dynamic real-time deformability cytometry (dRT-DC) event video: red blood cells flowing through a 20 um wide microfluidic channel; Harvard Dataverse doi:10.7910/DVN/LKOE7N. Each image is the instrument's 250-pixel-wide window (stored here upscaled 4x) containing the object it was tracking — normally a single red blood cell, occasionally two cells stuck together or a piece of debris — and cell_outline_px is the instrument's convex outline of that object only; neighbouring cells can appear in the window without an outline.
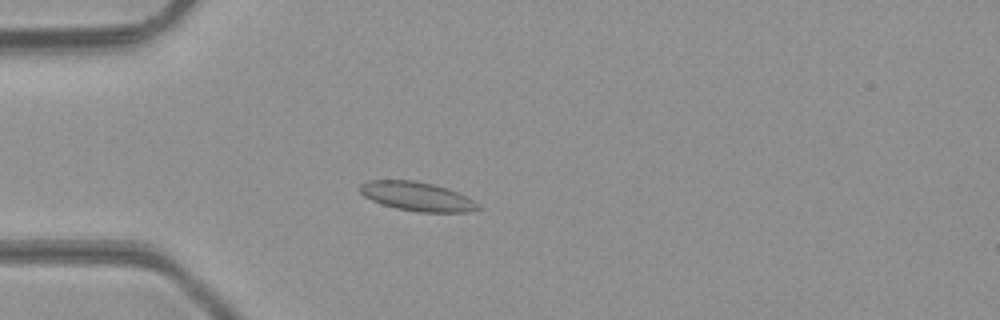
{"species": "common noctule bat (a hibernating species)", "species_latin": "Nyctalus noctula", "temperature_condition": "room temperature", "stored_images_in_passage": 46, "camera_frame_rate_fps": 3000, "um_per_image_px": 0.085, "animal": {"sex": "male", "body_mass_g": 23.1, "forearm_length_mm": 52.7}, "frame": {"image": 1, "passage_image": 12, "time_ms": 3.667, "image_size_px": [1000, 320], "cell_outline_px": [[484, 208], [468, 212], [420, 212], [396, 208], [380, 204], [364, 196], [356, 188], [360, 184], [368, 180], [412, 180], [432, 184], [456, 192], [480, 204]], "centroid_in_image_um": [35.41, 16.7], "position_along_channel_um": 49.6, "area_um2": 19.94}}
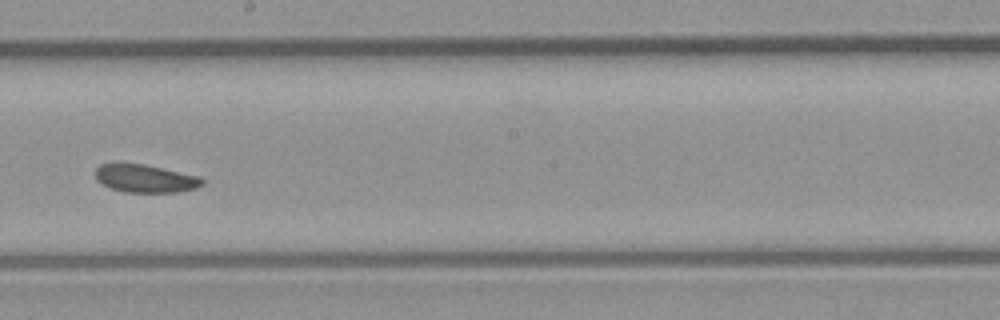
{"frame": {"image": 2, "passage_image": 26, "time_ms": 8.333, "image_size_px": [1000, 320], "cell_outline_px": [[204, 184], [196, 188], [176, 192], [124, 192], [112, 188], [96, 180], [96, 168], [100, 164], [144, 164], [200, 176], [204, 180]], "centroid_in_image_um": [12.39, 15.18], "position_along_channel_um": 235.8, "area_um2": 17.22}}
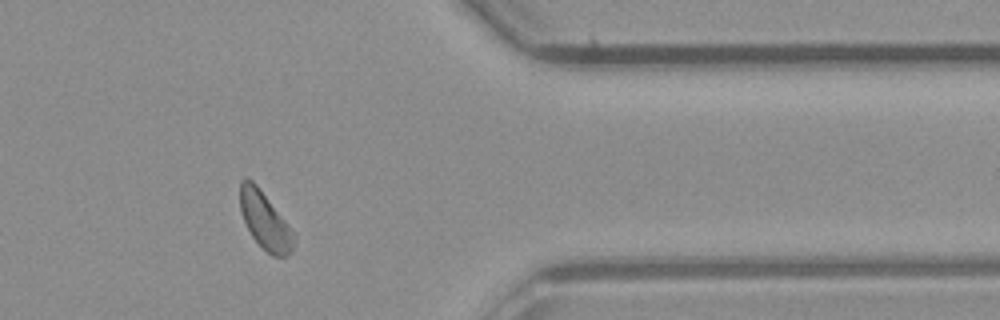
{"frame": {"image": 3, "passage_image": 38, "time_ms": 12.333, "image_size_px": [1000, 320], "cell_outline_px": [[296, 236], [292, 252], [288, 256], [272, 256], [252, 236], [240, 212], [240, 180], [244, 176], [252, 180], [256, 184], [284, 220]], "centroid_in_image_um": [22.51, 18.75], "position_along_channel_um": 388.9, "area_um2": 17.63}}